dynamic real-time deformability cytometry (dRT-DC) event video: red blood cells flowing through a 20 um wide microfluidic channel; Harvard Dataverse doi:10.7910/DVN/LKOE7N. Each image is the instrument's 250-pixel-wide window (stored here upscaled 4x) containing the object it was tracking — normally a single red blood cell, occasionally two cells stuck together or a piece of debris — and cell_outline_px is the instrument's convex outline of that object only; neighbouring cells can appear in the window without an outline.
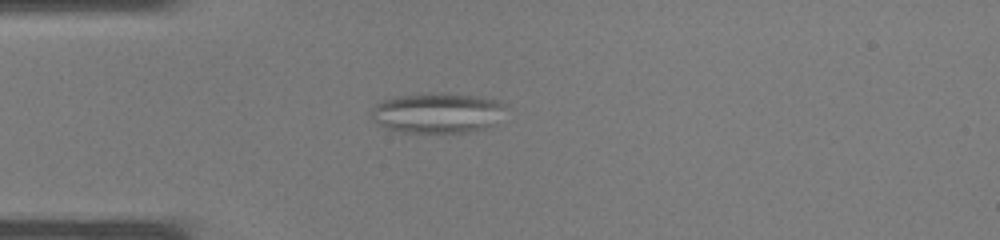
{"species": "common noctule bat (a hibernating species)", "species_latin": "Nyctalus noctula", "temperature_condition": "warm", "stored_images_in_passage": 28, "camera_frame_rate_fps": 3000, "um_per_image_px": 0.085, "animal": {"sex": "male", "body_mass_g": 19.0, "forearm_length_mm": 50.8}, "frame": {"image": 1, "passage_image": 1, "time_ms": 0.0, "image_size_px": [1000, 240], "cell_outline_px": [[512, 108], [492, 124], [484, 128], [468, 132], [400, 132], [384, 128], [376, 124], [372, 120], [372, 108], [380, 100], [396, 96], [432, 92], [444, 92], [476, 96], [500, 100], [508, 104]], "centroid_in_image_um": [37.21, 9.57], "position_along_channel_um": 47.8, "area_um2": 32.31}}
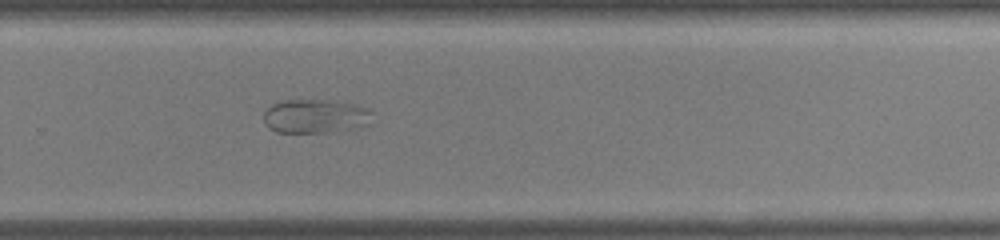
{"frame": {"image": 2, "passage_image": 16, "time_ms": 5.0, "image_size_px": [1000, 240], "cell_outline_px": [[372, 108], [368, 124], [360, 128], [320, 132], [276, 132], [268, 128], [264, 124], [264, 112], [272, 104], [284, 100], [324, 100], [356, 104]], "centroid_in_image_um": [26.81, 9.87], "position_along_channel_um": 303.0, "area_um2": 21.5}}
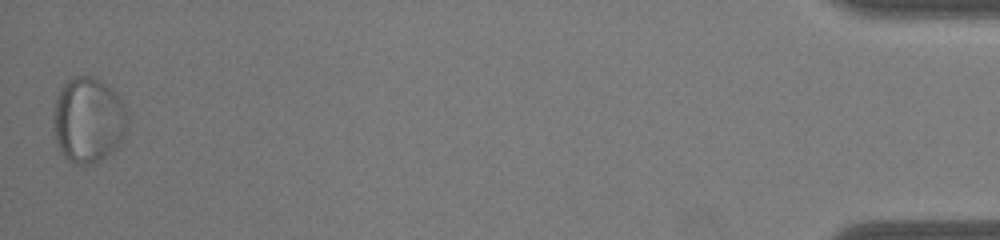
{"frame": {"image": 3, "passage_image": 28, "time_ms": 9.0, "image_size_px": [1000, 240], "cell_outline_px": [[128, 124], [116, 148], [112, 152], [96, 164], [72, 164], [60, 152], [56, 144], [52, 124], [56, 96], [60, 88], [72, 76], [92, 76], [108, 84], [124, 100]], "centroid_in_image_um": [7.49, 10.2], "position_along_channel_um": 427.7, "area_um2": 37.63}}